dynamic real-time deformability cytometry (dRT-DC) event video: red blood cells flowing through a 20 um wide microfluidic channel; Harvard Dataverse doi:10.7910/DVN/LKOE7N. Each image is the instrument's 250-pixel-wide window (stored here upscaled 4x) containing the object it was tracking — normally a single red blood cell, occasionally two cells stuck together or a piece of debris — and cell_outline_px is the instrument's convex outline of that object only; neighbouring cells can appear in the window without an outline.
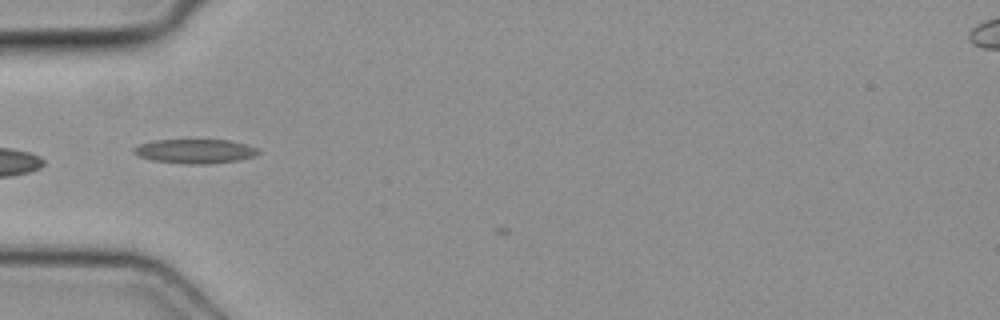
{"species": "common noctule bat (a hibernating species)", "species_latin": "Nyctalus noctula", "temperature_condition": "cold", "stored_images_in_passage": 3, "camera_frame_rate_fps": 3000, "um_per_image_px": 0.085, "animal": {"sex": "female", "body_mass_g": 19.3, "forearm_length_mm": 54.1}, "frame": {"image": 1, "passage_image": 2, "time_ms": 0.333, "image_size_px": [1000, 320], "cell_outline_px": [[260, 152], [256, 156], [240, 160], [208, 164], [184, 164], [152, 160], [140, 156], [132, 148], [140, 144], [156, 140], [228, 140], [248, 144], [256, 148]], "centroid_in_image_um": [16.64, 12.86], "position_along_channel_um": 68.4, "area_um2": 17.57}}